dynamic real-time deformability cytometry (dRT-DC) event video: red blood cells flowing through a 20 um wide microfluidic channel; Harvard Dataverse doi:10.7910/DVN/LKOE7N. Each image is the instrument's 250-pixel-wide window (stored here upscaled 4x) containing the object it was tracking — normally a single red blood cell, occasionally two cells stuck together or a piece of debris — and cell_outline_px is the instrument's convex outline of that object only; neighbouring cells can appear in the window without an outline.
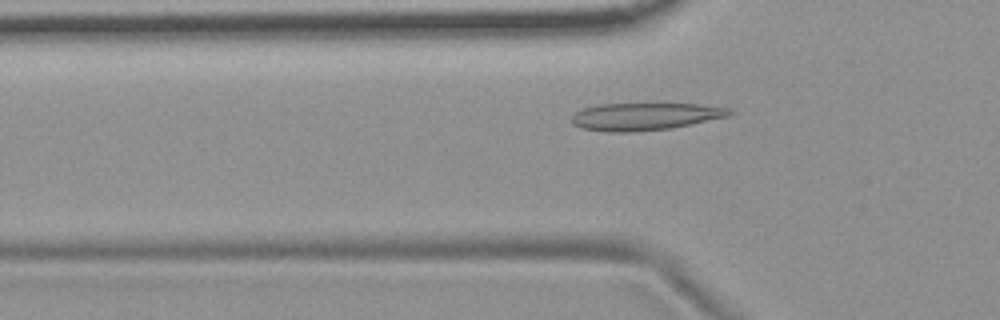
{"species": "common noctule bat (a hibernating species)", "species_latin": "Nyctalus noctula", "temperature_condition": "room temperature", "stored_images_in_passage": 52, "camera_frame_rate_fps": 3000, "um_per_image_px": 0.085, "animal": {"sex": "female", "body_mass_g": 19.9}, "frame": {"image": 1, "passage_image": 15, "time_ms": 4.667, "image_size_px": [1000, 320], "cell_outline_px": [[736, 112], [728, 116], [692, 124], [672, 128], [632, 132], [608, 132], [580, 128], [572, 124], [572, 116], [576, 112], [584, 108], [596, 104], [696, 104], [732, 108]], "centroid_in_image_um": [54.84, 9.9], "position_along_channel_um": 71.0, "area_um2": 25.32}}
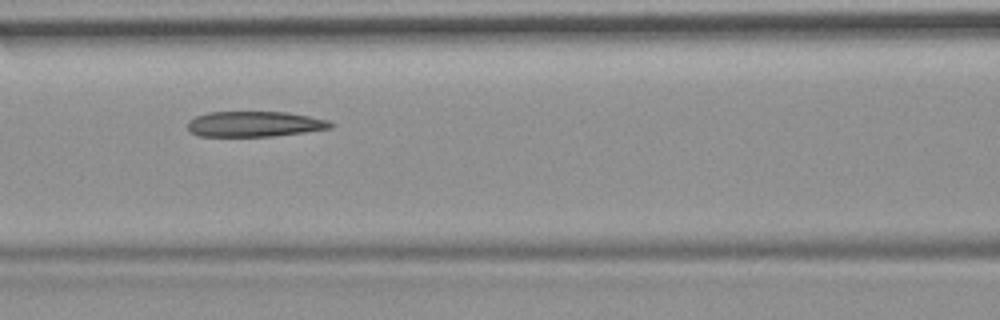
{"frame": {"image": 2, "passage_image": 21, "time_ms": 6.667, "image_size_px": [1000, 320], "cell_outline_px": [[336, 124], [332, 128], [304, 132], [272, 136], [200, 136], [192, 132], [188, 128], [188, 120], [196, 116], [208, 112], [288, 112], [328, 120]], "centroid_in_image_um": [21.66, 10.54], "position_along_channel_um": 144.9, "area_um2": 21.15}}
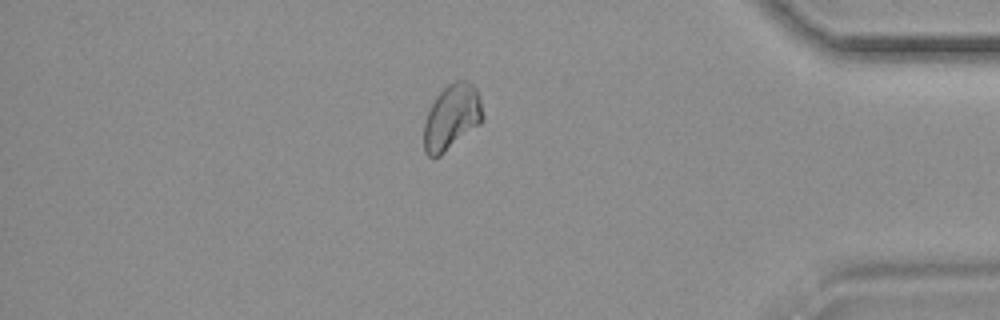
{"frame": {"image": 3, "passage_image": 44, "time_ms": 14.333, "image_size_px": [1000, 320], "cell_outline_px": [[484, 120], [480, 124], [440, 156], [432, 160], [424, 152], [424, 124], [428, 112], [436, 96], [452, 80], [468, 80], [476, 88], [480, 96], [484, 116]], "centroid_in_image_um": [38.41, 9.96], "position_along_channel_um": 396.8, "area_um2": 22.72}}